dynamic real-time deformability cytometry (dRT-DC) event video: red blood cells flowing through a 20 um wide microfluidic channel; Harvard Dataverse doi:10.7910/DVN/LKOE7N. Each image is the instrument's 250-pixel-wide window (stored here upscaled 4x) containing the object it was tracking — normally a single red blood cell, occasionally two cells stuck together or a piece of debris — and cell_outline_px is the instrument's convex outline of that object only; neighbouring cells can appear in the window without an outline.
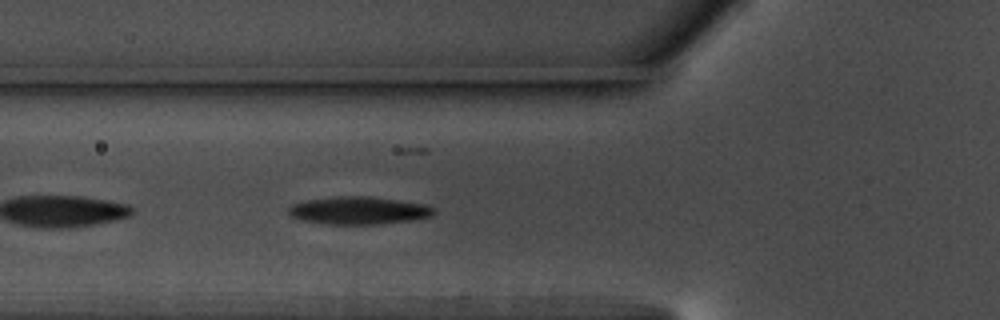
{"species": "common noctule bat (a hibernating species)", "species_latin": "Nyctalus noctula", "temperature_condition": "warm", "stored_images_in_passage": 35, "camera_frame_rate_fps": 3000, "um_per_image_px": 0.085, "animal": {"sex": "male", "body_mass_g": 17.5, "forearm_length_mm": 52.3}, "frame": {"image": 1, "passage_image": 4, "time_ms": 1.0, "image_size_px": [1000, 320], "cell_outline_px": [[436, 212], [432, 216], [412, 220], [384, 224], [324, 224], [304, 220], [288, 216], [288, 208], [292, 204], [308, 200], [336, 196], [368, 196], [396, 200], [420, 204], [436, 208]], "centroid_in_image_um": [30.47, 17.9], "position_along_channel_um": 95.3, "area_um2": 23.41}}
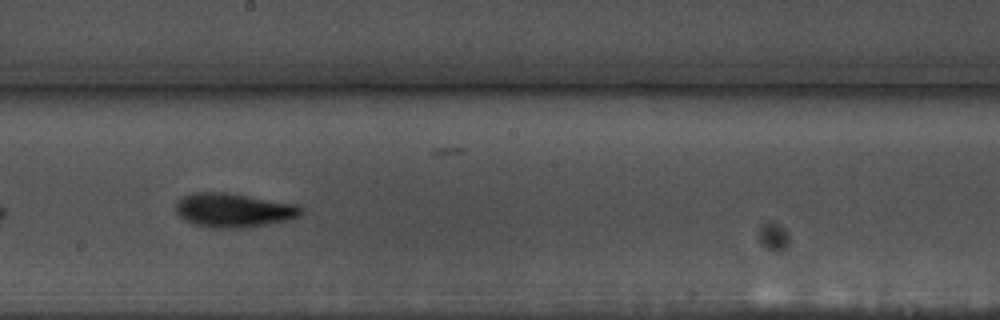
{"frame": {"image": 2, "passage_image": 15, "time_ms": 4.667, "image_size_px": [1000, 320], "cell_outline_px": [[304, 212], [300, 216], [288, 220], [268, 224], [244, 228], [208, 228], [192, 224], [184, 220], [176, 212], [176, 200], [192, 192], [224, 192], [296, 204], [304, 208]], "centroid_in_image_um": [19.84, 17.88], "position_along_channel_um": 228.4, "area_um2": 25.14}}
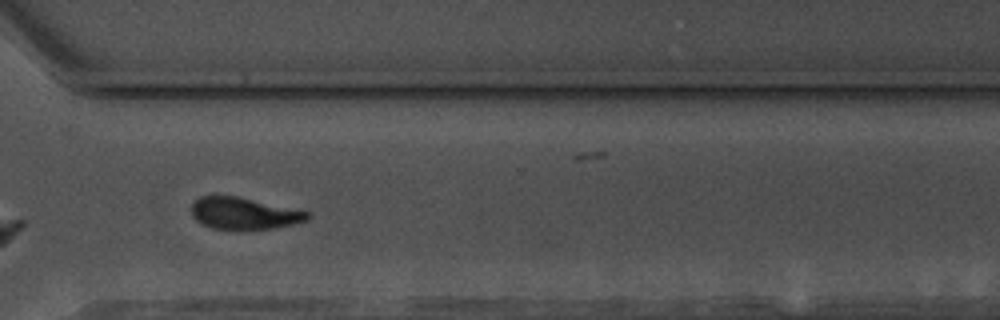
{"frame": {"image": 3, "passage_image": 25, "time_ms": 8.0, "image_size_px": [1000, 320], "cell_outline_px": [[312, 216], [308, 220], [292, 224], [272, 228], [212, 228], [196, 220], [192, 216], [192, 204], [200, 196], [236, 196], [308, 212]], "centroid_in_image_um": [20.72, 18.12], "position_along_channel_um": 349.9, "area_um2": 20.81}, "authors_computed_cell_mechanics": {"area_um2": 23.3512, "velocity_mm_per_s": 3.635, "shape_relaxation_time_tau1_ms": 3.2212, "shape_relaxation_time_tau2_ms": 4.5925, "deformation_change_tau1": 0.1349, "deformation_change_tau2": 0.1199}}